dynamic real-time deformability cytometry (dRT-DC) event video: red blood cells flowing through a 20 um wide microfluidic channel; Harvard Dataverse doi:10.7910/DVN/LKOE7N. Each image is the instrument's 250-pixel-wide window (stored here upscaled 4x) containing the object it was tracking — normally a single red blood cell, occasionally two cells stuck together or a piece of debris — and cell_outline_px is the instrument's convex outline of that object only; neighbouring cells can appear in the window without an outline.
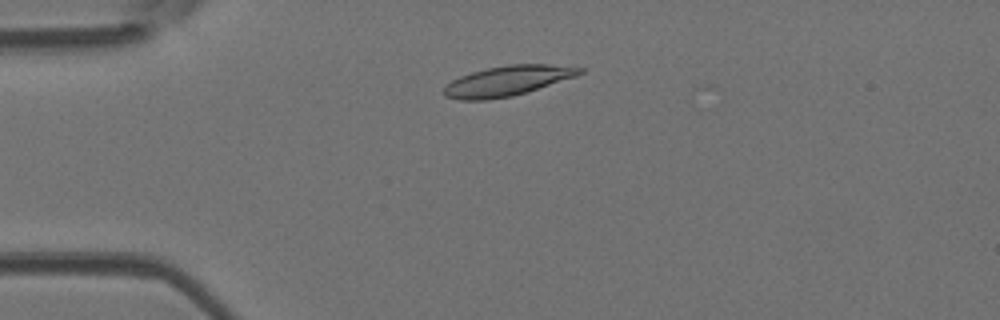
{"species": "Egyptian fruit bat (a non-hibernating species)", "species_latin": "Rousettus aegyptiacus", "temperature_condition": "room temperature", "stored_images_in_passage": 43, "camera_frame_rate_fps": 3000, "um_per_image_px": 0.085, "animal": {"sex": "female"}, "frame": {"image": 1, "passage_image": 4, "time_ms": 1.0, "image_size_px": [1000, 320], "cell_outline_px": [[584, 72], [576, 76], [512, 96], [488, 100], [460, 100], [444, 96], [444, 88], [452, 80], [460, 76], [472, 72], [488, 68], [508, 64], [548, 64], [584, 68]], "centroid_in_image_um": [43.11, 6.87], "position_along_channel_um": 41.9, "area_um2": 23.52}}
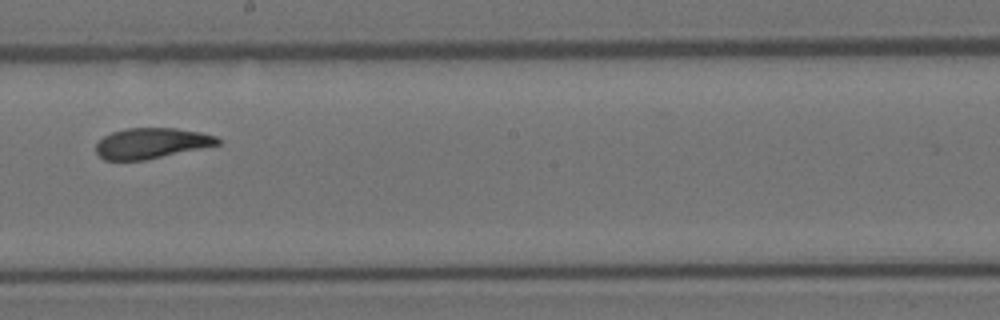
{"frame": {"image": 2, "passage_image": 21, "time_ms": 6.667, "image_size_px": [1000, 320], "cell_outline_px": [[220, 144], [144, 160], [104, 160], [96, 152], [96, 144], [104, 136], [112, 132], [124, 128], [176, 128], [200, 132], [216, 136], [220, 140]], "centroid_in_image_um": [12.85, 12.17], "position_along_channel_um": 235.3, "area_um2": 21.5}}
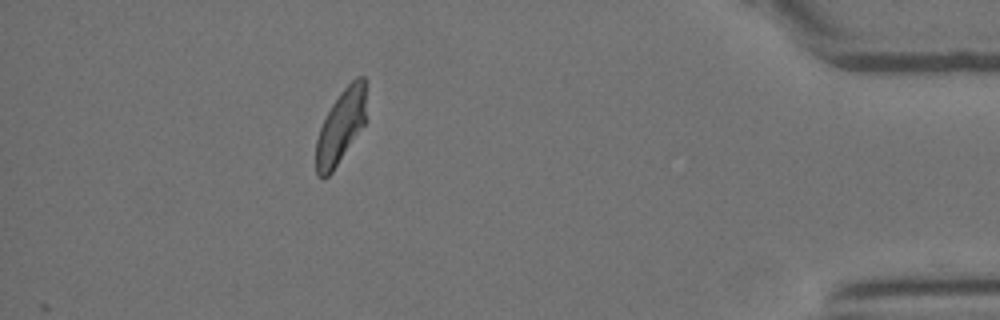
{"frame": {"image": 3, "passage_image": 38, "time_ms": 12.333, "image_size_px": [1000, 320], "cell_outline_px": [[368, 120], [332, 172], [324, 180], [316, 176], [316, 140], [320, 128], [332, 104], [340, 92], [356, 76], [364, 76], [368, 80]], "centroid_in_image_um": [29.05, 10.68], "position_along_channel_um": 406.1, "area_um2": 22.48}, "authors_computed_cell_mechanics": {"area_um2": 22.6576, "velocity_mm_per_s": 3.878, "shape_relaxation_time_tau1_ms": 4.9732, "shape_relaxation_time_tau2_ms": 1.4463, "deformation_change_tau1": 0.1569, "deformation_change_tau2": 0.0724}}